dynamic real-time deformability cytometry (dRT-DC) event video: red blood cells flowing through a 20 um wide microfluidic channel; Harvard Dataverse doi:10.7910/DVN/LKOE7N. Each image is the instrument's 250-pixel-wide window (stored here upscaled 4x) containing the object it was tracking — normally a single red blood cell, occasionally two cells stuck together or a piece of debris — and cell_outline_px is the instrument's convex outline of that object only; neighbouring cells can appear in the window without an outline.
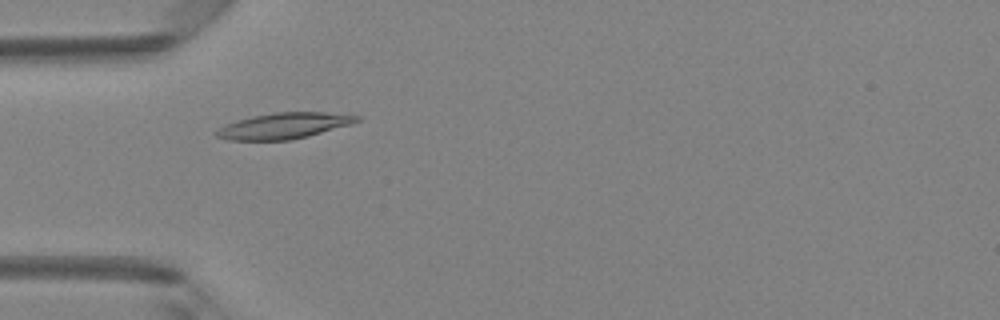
{"species": "Egyptian fruit bat (a non-hibernating species)", "species_latin": "Rousettus aegyptiacus", "temperature_condition": "room temperature", "stored_images_in_passage": 46, "camera_frame_rate_fps": 3000, "um_per_image_px": 0.085, "animal": {"sex": "female"}, "frame": {"image": 1, "passage_image": 13, "time_ms": 4.0, "image_size_px": [1000, 320], "cell_outline_px": [[360, 120], [352, 124], [308, 136], [288, 140], [228, 140], [216, 136], [212, 132], [236, 120], [252, 116], [276, 112], [324, 112], [360, 116]], "centroid_in_image_um": [24.12, 10.69], "position_along_channel_um": 60.9, "area_um2": 21.1}}
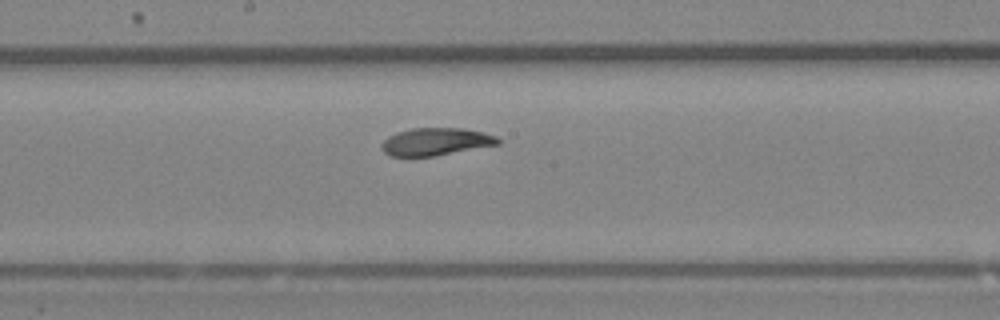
{"frame": {"image": 2, "passage_image": 24, "time_ms": 7.667, "image_size_px": [1000, 320], "cell_outline_px": [[500, 144], [432, 156], [388, 156], [380, 148], [380, 144], [388, 136], [396, 132], [412, 128], [464, 128], [484, 132], [496, 136], [500, 140]], "centroid_in_image_um": [37.01, 12.03], "position_along_channel_um": 211.2, "area_um2": 18.73}}
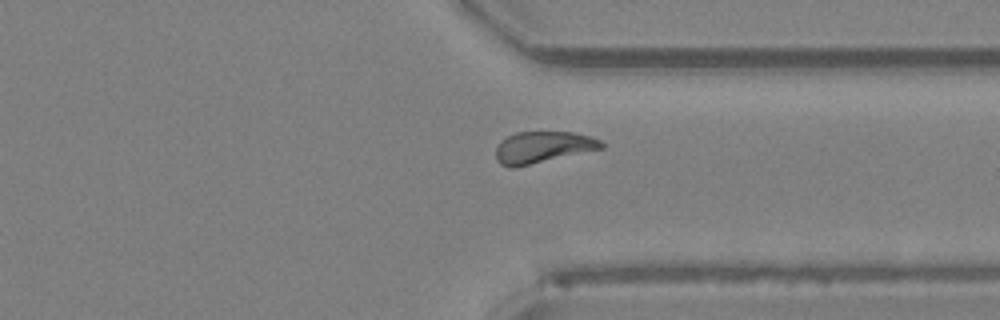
{"frame": {"image": 3, "passage_image": 35, "time_ms": 11.333, "image_size_px": [1000, 320], "cell_outline_px": [[604, 148], [512, 168], [500, 164], [496, 160], [496, 148], [500, 140], [516, 132], [572, 132], [592, 136], [600, 140], [604, 144]], "centroid_in_image_um": [46.13, 12.5], "position_along_channel_um": 365.3, "area_um2": 19.36}, "authors_computed_cell_mechanics": {"area_um2": 19.7098, "velocity_mm_per_s": 4.1757, "shape_relaxation_time_tau1_ms": 5.5894, "shape_relaxation_time_tau2_ms": 2.0338, "deformation_change_tau1": 0.1888, "deformation_change_tau2": 0.0628}}